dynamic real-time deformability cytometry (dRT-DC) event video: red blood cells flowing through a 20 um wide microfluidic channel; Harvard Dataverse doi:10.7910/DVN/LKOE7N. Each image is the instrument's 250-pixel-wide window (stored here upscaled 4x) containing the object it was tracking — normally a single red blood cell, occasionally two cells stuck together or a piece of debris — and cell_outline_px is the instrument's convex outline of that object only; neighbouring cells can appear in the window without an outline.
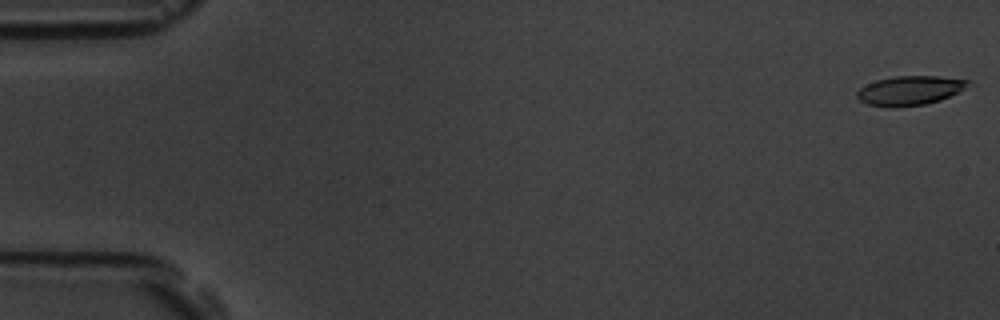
{"species": "common noctule bat (a hibernating species)", "species_latin": "Nyctalus noctula", "temperature_condition": "room temperature", "stored_images_in_passage": 47, "camera_frame_rate_fps": 3000, "um_per_image_px": 0.085, "animal": {"sex": "male", "body_mass_g": 19.5, "forearm_length_mm": 54.6}, "frame": {"image": 1, "passage_image": 1, "time_ms": 0.0, "image_size_px": [1000, 320], "cell_outline_px": [[972, 80], [968, 84], [956, 92], [940, 100], [924, 104], [892, 108], [888, 108], [868, 104], [860, 100], [856, 96], [856, 92], [860, 88], [876, 80], [896, 76], [936, 76]], "centroid_in_image_um": [77.28, 7.7], "position_along_channel_um": 7.7, "area_um2": 18.73}}
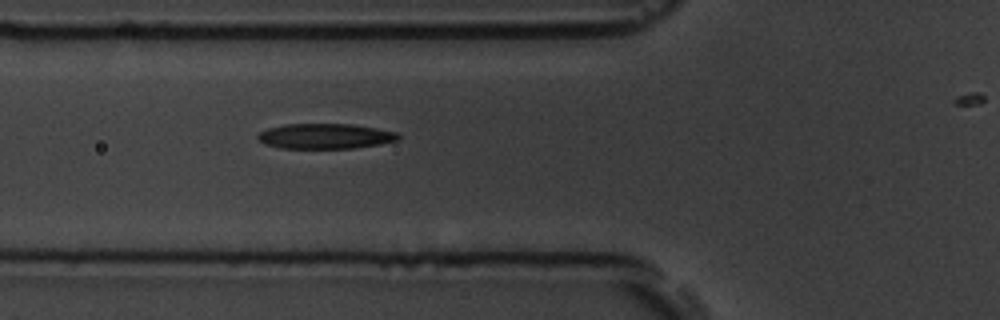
{"frame": {"image": 2, "passage_image": 20, "time_ms": 6.333, "image_size_px": [1000, 320], "cell_outline_px": [[400, 140], [380, 144], [352, 148], [280, 148], [264, 144], [256, 136], [260, 132], [268, 128], [284, 124], [352, 124], [376, 128], [396, 132], [400, 136]], "centroid_in_image_um": [27.65, 11.57], "position_along_channel_um": 98.2, "area_um2": 20.63}}
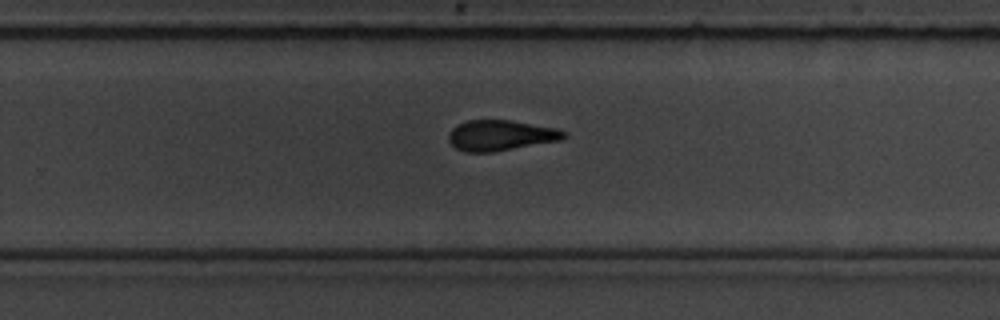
{"frame": {"image": 3, "passage_image": 35, "time_ms": 11.333, "image_size_px": [1000, 320], "cell_outline_px": [[568, 136], [560, 140], [492, 152], [464, 152], [456, 148], [448, 140], [448, 132], [456, 124], [468, 120], [512, 120], [556, 128], [568, 132]], "centroid_in_image_um": [42.54, 11.5], "position_along_channel_um": 287.3, "area_um2": 20.63}}